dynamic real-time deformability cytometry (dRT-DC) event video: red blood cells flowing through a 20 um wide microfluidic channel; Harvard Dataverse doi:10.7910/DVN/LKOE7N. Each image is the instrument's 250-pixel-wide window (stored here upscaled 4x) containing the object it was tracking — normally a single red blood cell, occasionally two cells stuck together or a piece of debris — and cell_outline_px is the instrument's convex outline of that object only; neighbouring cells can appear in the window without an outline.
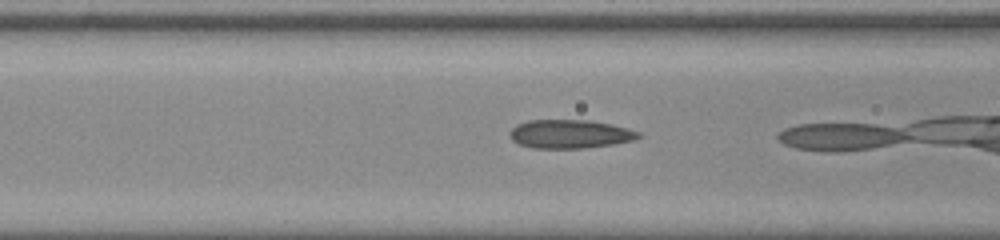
{"species": "common noctule bat (a hibernating species)", "species_latin": "Nyctalus noctula", "temperature_condition": "room temperature", "stored_images_in_passage": 20, "camera_frame_rate_fps": 3000, "um_per_image_px": 0.085, "animal": {"sex": "male", "body_mass_g": 20.0, "forearm_length_mm": 53.3}, "frame": {"image": 1, "passage_image": 12, "time_ms": 3.667, "image_size_px": [1000, 240], "cell_outline_px": [[644, 136], [632, 140], [612, 144], [584, 148], [532, 148], [520, 144], [512, 140], [508, 132], [516, 124], [528, 120], [588, 120], [612, 124], [628, 128], [640, 132]], "centroid_in_image_um": [48.44, 11.38], "position_along_channel_um": 118.2, "area_um2": 21.56}}
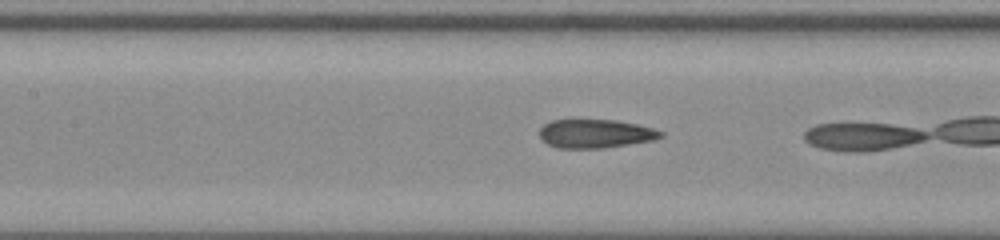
{"frame": {"image": 2, "passage_image": 15, "time_ms": 4.667, "image_size_px": [1000, 240], "cell_outline_px": [[664, 136], [652, 140], [604, 148], [556, 148], [540, 140], [540, 128], [544, 124], [552, 120], [616, 120], [636, 124], [652, 128], [664, 132]], "centroid_in_image_um": [50.58, 11.36], "position_along_channel_um": 156.8, "area_um2": 20.23}}